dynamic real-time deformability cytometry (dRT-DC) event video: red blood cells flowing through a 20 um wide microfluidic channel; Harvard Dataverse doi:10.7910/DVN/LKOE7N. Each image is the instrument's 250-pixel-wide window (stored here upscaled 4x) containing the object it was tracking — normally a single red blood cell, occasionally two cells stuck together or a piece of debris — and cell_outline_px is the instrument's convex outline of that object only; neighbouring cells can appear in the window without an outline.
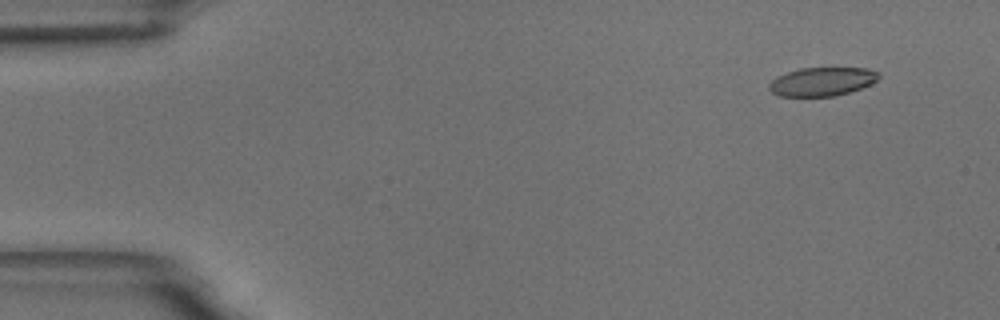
{"species": "common noctule bat (a hibernating species)", "species_latin": "Nyctalus noctula", "temperature_condition": "room temperature", "stored_images_in_passage": 56, "camera_frame_rate_fps": 3000, "um_per_image_px": 0.085, "animal": {"sex": "male", "body_mass_g": 18.8}, "frame": {"image": 1, "passage_image": 5, "time_ms": 1.333, "image_size_px": [1000, 320], "cell_outline_px": [[880, 76], [876, 80], [860, 88], [836, 96], [780, 96], [772, 92], [768, 88], [768, 84], [776, 76], [800, 68], [868, 68], [880, 72]], "centroid_in_image_um": [69.86, 6.93], "position_along_channel_um": 15.1, "area_um2": 18.21}}
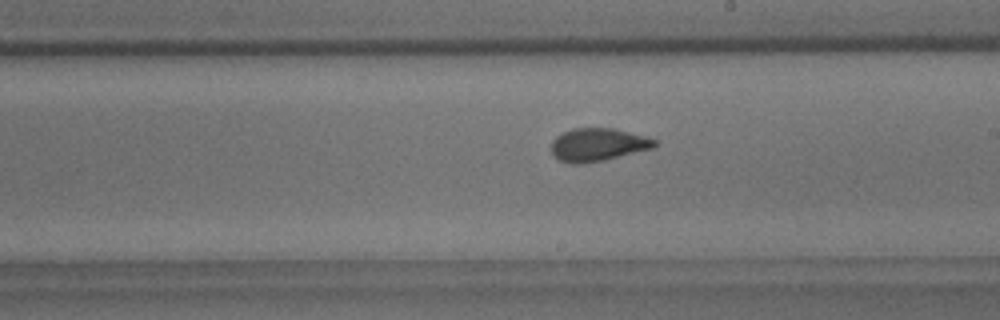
{"frame": {"image": 2, "passage_image": 32, "time_ms": 10.333, "image_size_px": [1000, 320], "cell_outline_px": [[656, 144], [652, 148], [604, 160], [580, 164], [568, 164], [552, 156], [552, 140], [556, 136], [572, 128], [612, 128], [644, 136], [656, 140]], "centroid_in_image_um": [50.76, 12.31], "position_along_channel_um": 238.2, "area_um2": 19.71}}
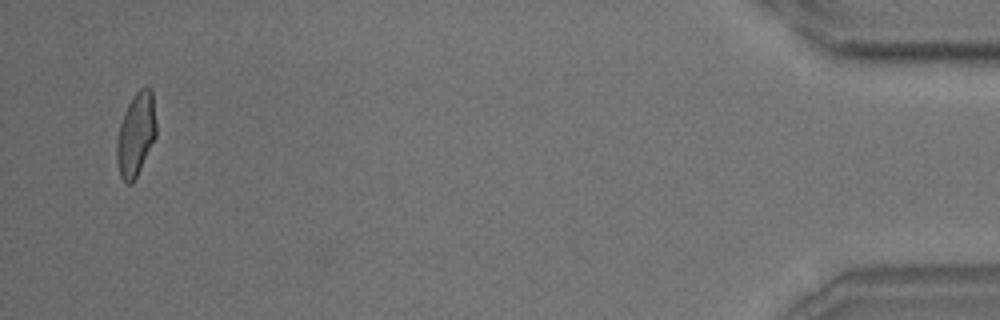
{"frame": {"image": 3, "passage_image": 54, "time_ms": 17.667, "image_size_px": [1000, 320], "cell_outline_px": [[156, 136], [132, 184], [128, 184], [120, 176], [116, 164], [116, 144], [120, 124], [124, 112], [132, 96], [140, 88], [148, 84], [152, 88], [156, 124]], "centroid_in_image_um": [11.55, 11.38], "position_along_channel_um": 423.7, "area_um2": 19.25}, "authors_computed_cell_mechanics": {"area_um2": 19.7387, "velocity_mm_per_s": 3.6506, "shape_relaxation_time_tau1_ms": 5.9066, "shape_relaxation_time_tau2_ms": 1.0177, "deformation_change_tau1": 0.1526, "deformation_change_tau2": 0.0677}}